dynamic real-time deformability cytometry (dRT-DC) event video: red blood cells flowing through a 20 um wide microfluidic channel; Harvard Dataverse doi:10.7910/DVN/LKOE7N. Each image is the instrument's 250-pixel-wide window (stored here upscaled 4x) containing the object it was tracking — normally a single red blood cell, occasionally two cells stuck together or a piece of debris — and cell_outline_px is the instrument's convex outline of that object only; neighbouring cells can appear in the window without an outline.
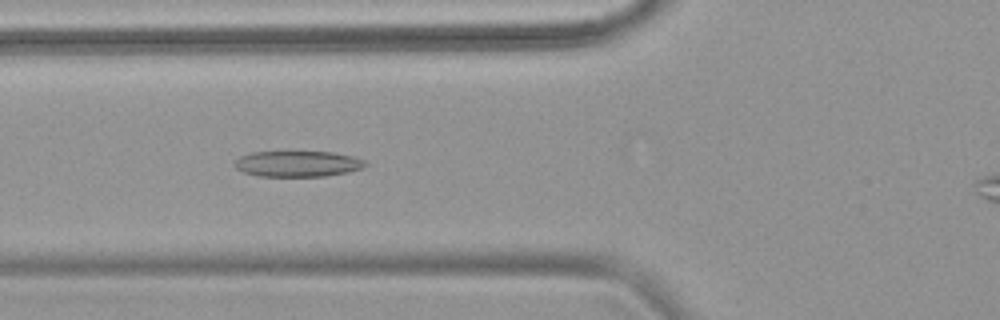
{"species": "common noctule bat (a hibernating species)", "species_latin": "Nyctalus noctula", "temperature_condition": "warm", "stored_images_in_passage": 37, "camera_frame_rate_fps": 3000, "um_per_image_px": 0.085, "animal": {"sex": "female", "body_mass_g": 18.4}, "frame": {"image": 1, "passage_image": 11, "time_ms": 3.333, "image_size_px": [1000, 320], "cell_outline_px": [[368, 164], [360, 168], [348, 172], [324, 176], [260, 176], [244, 172], [236, 168], [232, 164], [240, 156], [252, 152], [332, 152], [352, 156], [364, 160]], "centroid_in_image_um": [25.28, 13.92], "position_along_channel_um": 100.5, "area_um2": 19.54}}
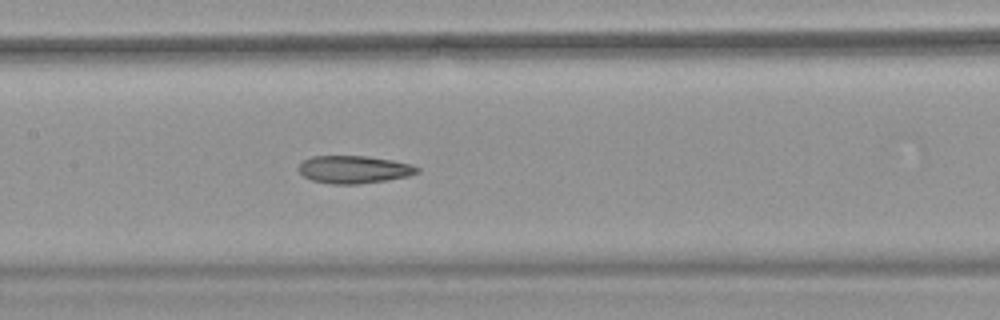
{"frame": {"image": 2, "passage_image": 17, "time_ms": 5.333, "image_size_px": [1000, 320], "cell_outline_px": [[420, 172], [408, 176], [388, 180], [360, 184], [332, 184], [312, 180], [304, 176], [300, 172], [300, 164], [304, 160], [312, 156], [364, 156], [392, 160], [412, 164], [420, 168]], "centroid_in_image_um": [30.13, 14.41], "position_along_channel_um": 177.3, "area_um2": 19.07}}
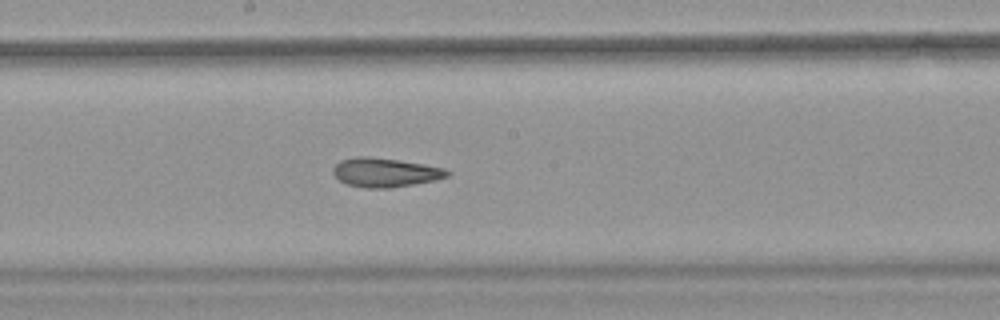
{"frame": {"image": 3, "passage_image": 20, "time_ms": 6.333, "image_size_px": [1000, 320], "cell_outline_px": [[452, 172], [448, 176], [436, 180], [388, 188], [368, 188], [348, 184], [340, 180], [332, 172], [332, 168], [340, 160], [356, 156], [368, 156], [424, 164], [444, 168]], "centroid_in_image_um": [32.74, 14.65], "position_along_channel_um": 215.5, "area_um2": 19.19}, "authors_computed_cell_mechanics": {"area_um2": 19.5942, "velocity_mm_per_s": 3.8259, "shape_relaxation_time_tau1_ms": null, "shape_relaxation_time_tau2_ms": 2.9881, "deformation_change_tau1": null, "deformation_change_tau2": 0.1201}}